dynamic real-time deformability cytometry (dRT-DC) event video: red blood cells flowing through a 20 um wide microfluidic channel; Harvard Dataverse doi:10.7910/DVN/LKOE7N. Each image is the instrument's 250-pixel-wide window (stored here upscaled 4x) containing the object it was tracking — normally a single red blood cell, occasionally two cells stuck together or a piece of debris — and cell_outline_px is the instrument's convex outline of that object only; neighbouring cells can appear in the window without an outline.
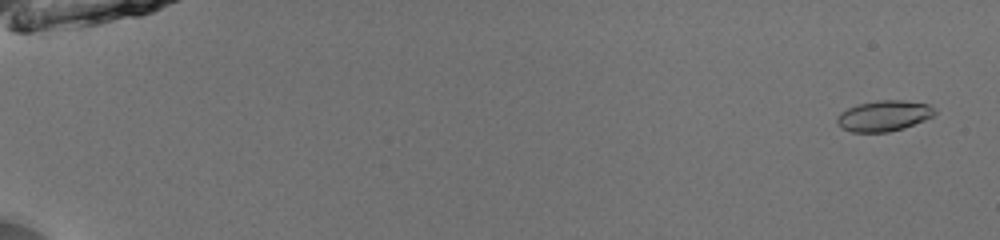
{"species": "common noctule bat (a hibernating species)", "species_latin": "Nyctalus noctula", "temperature_condition": "room temperature", "stored_images_in_passage": 53, "camera_frame_rate_fps": 3000, "um_per_image_px": 0.085, "animal": {"sex": "male", "body_mass_g": 13.0, "forearm_length_mm": 53.1}, "frame": {"image": 1, "passage_image": 3, "time_ms": 0.667, "image_size_px": [1000, 240], "cell_outline_px": [[936, 112], [932, 116], [924, 120], [904, 128], [888, 132], [852, 132], [840, 128], [836, 124], [836, 116], [840, 112], [856, 104], [876, 100], [904, 100], [928, 104], [936, 108]], "centroid_in_image_um": [75.09, 9.84], "position_along_channel_um": 9.9, "area_um2": 17.74}}
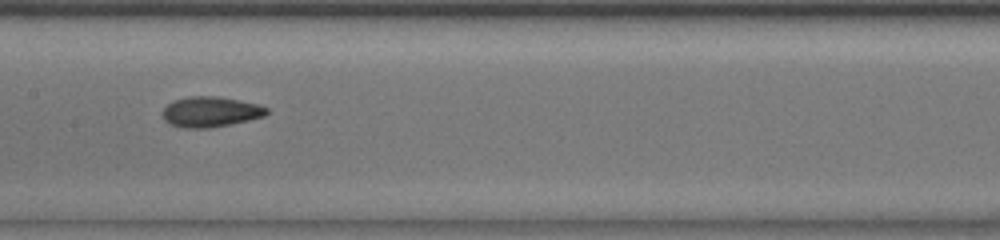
{"frame": {"image": 2, "passage_image": 30, "time_ms": 9.667, "image_size_px": [1000, 240], "cell_outline_px": [[268, 112], [264, 116], [248, 120], [208, 128], [184, 128], [168, 124], [164, 120], [160, 112], [172, 100], [188, 96], [216, 96], [240, 100], [260, 104], [268, 108]], "centroid_in_image_um": [17.85, 9.49], "position_along_channel_um": 189.6, "area_um2": 18.61}}
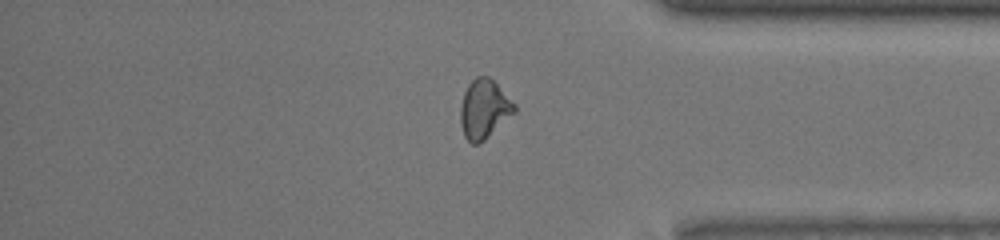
{"frame": {"image": 3, "passage_image": 46, "time_ms": 15.0, "image_size_px": [1000, 240], "cell_outline_px": [[516, 112], [480, 144], [472, 144], [464, 136], [460, 124], [460, 108], [464, 92], [468, 84], [476, 76], [488, 76], [516, 104]], "centroid_in_image_um": [41.14, 9.29], "position_along_channel_um": 394.1, "area_um2": 18.61}, "authors_computed_cell_mechanics": {"area_um2": 17.8602, "velocity_mm_per_s": 4.0007, "shape_relaxation_time_tau1_ms": 3.7661, "shape_relaxation_time_tau2_ms": 1.9871, "deformation_change_tau1": 0.1127, "deformation_change_tau2": 0.0769}}